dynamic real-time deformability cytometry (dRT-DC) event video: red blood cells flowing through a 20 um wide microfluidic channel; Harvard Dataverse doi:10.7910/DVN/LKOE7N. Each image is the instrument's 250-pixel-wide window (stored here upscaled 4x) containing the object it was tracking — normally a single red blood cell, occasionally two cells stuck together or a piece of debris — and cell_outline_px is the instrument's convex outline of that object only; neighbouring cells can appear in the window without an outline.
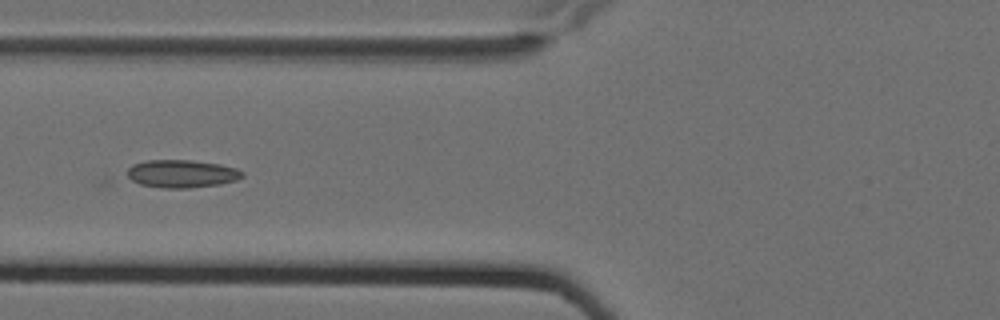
{"species": "Egyptian fruit bat (a non-hibernating species)", "species_latin": "Rousettus aegyptiacus", "temperature_condition": "cold", "stored_images_in_passage": 13, "camera_frame_rate_fps": 3000, "um_per_image_px": 0.085, "animal": {"sex": "female"}, "frame": {"image": 1, "passage_image": 8, "time_ms": 2.333, "image_size_px": [1000, 320], "cell_outline_px": [[244, 176], [236, 180], [220, 184], [188, 188], [164, 188], [140, 184], [132, 180], [128, 176], [128, 168], [132, 164], [148, 160], [192, 160], [220, 164], [236, 168], [244, 172]], "centroid_in_image_um": [15.47, 14.76], "position_along_channel_um": 110.3, "area_um2": 18.67}}
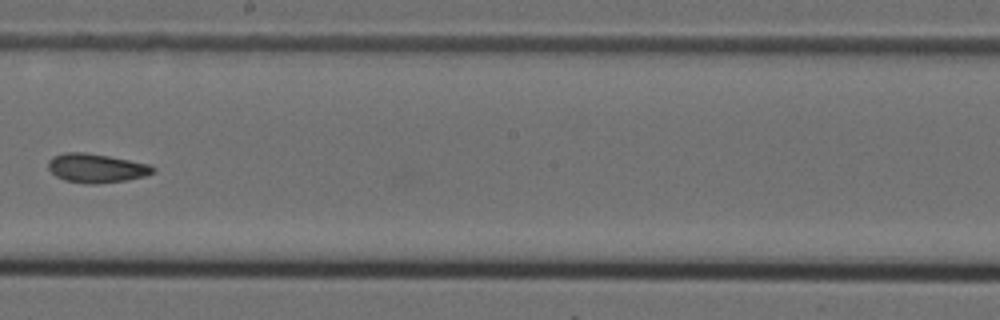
{"frame": {"image": 2, "passage_image": 11, "time_ms": 3.333, "image_size_px": [1000, 320], "cell_outline_px": [[156, 172], [144, 176], [128, 180], [96, 184], [88, 184], [64, 180], [56, 176], [48, 168], [48, 160], [52, 156], [64, 152], [84, 152], [108, 156], [148, 164], [156, 168]], "centroid_in_image_um": [8.17, 14.29], "position_along_channel_um": 240.0, "area_um2": 17.74}}
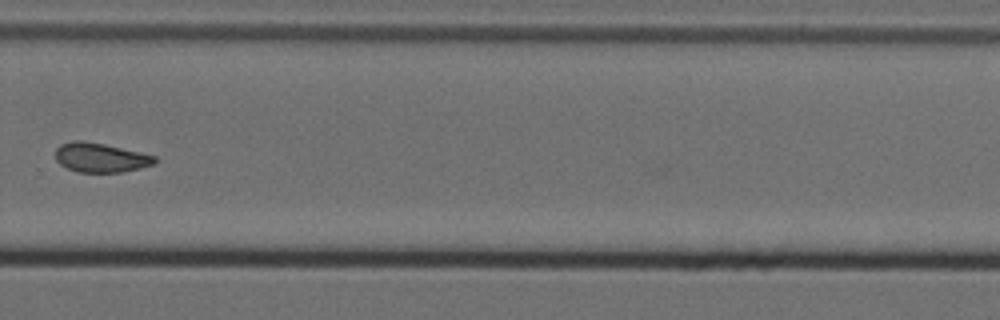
{"frame": {"image": 3, "passage_image": 13, "time_ms": 4.0, "image_size_px": [1000, 320], "cell_outline_px": [[156, 160], [152, 164], [140, 168], [120, 172], [76, 172], [60, 164], [56, 160], [56, 148], [60, 144], [76, 140], [80, 140], [104, 144], [156, 156]], "centroid_in_image_um": [8.51, 13.39], "position_along_channel_um": 321.3, "area_um2": 16.76}}